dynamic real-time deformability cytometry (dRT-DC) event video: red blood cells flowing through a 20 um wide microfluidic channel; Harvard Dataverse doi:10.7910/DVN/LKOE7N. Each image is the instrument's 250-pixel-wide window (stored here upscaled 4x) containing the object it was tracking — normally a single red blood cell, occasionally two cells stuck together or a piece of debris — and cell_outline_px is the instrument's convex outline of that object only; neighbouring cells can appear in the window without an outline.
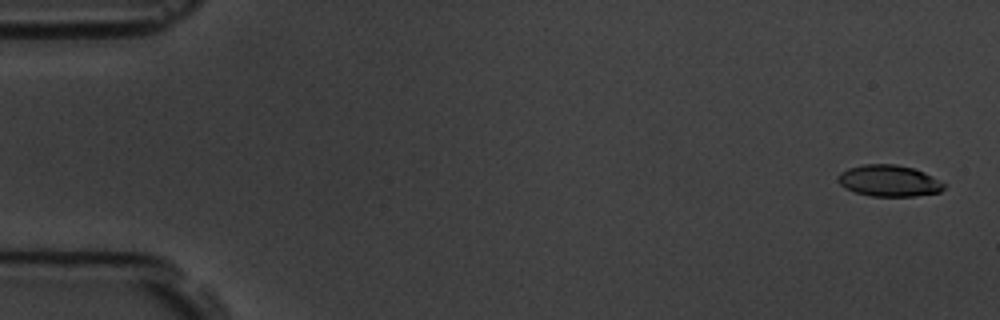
{"species": "common noctule bat (a hibernating species)", "species_latin": "Nyctalus noctula", "temperature_condition": "room temperature", "stored_images_in_passage": 5, "camera_frame_rate_fps": 3000, "um_per_image_px": 0.085, "animal": {"sex": "male", "body_mass_g": 19.5, "forearm_length_mm": 54.6}, "frame": {"image": 1, "passage_image": 1, "time_ms": 0.0, "image_size_px": [1000, 320], "cell_outline_px": [[944, 188], [940, 192], [916, 196], [872, 196], [856, 192], [844, 188], [836, 180], [836, 176], [840, 172], [848, 168], [864, 164], [896, 164], [912, 168], [924, 172], [932, 176], [944, 184]], "centroid_in_image_um": [75.52, 15.36], "position_along_channel_um": 9.5, "area_um2": 19.42}}
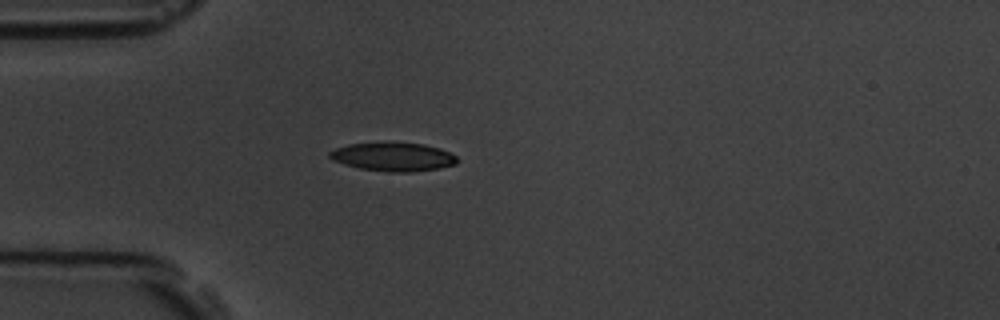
{"frame": {"image": 2, "passage_image": 5, "time_ms": 4.667, "image_size_px": [1000, 320], "cell_outline_px": [[460, 160], [456, 164], [440, 168], [412, 172], [388, 172], [360, 168], [344, 164], [332, 160], [328, 156], [328, 152], [336, 148], [348, 144], [424, 144], [440, 148], [456, 156]], "centroid_in_image_um": [33.44, 13.36], "position_along_channel_um": 51.6, "area_um2": 20.87}}